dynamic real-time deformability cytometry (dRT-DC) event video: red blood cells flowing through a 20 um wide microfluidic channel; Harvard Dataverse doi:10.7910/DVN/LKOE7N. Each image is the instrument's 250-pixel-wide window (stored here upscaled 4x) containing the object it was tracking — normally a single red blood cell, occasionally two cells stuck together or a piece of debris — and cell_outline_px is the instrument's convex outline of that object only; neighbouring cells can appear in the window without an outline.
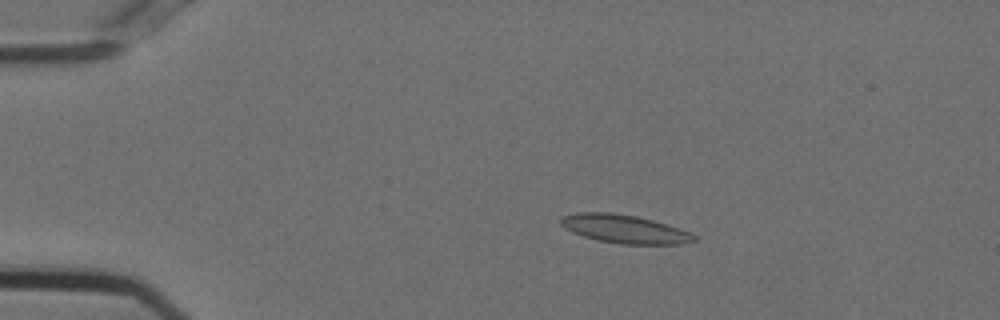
{"species": "Egyptian fruit bat (a non-hibernating species)", "species_latin": "Rousettus aegyptiacus", "temperature_condition": "cold", "stored_images_in_passage": 32, "camera_frame_rate_fps": 3000, "um_per_image_px": 0.085, "animal": {"sex": "female"}, "frame": {"image": 1, "passage_image": 10, "time_ms": 3.0, "image_size_px": [1000, 320], "cell_outline_px": [[696, 240], [680, 244], [620, 244], [596, 240], [572, 232], [564, 228], [560, 224], [560, 216], [576, 212], [612, 212], [636, 216], [652, 220], [692, 232], [696, 236]], "centroid_in_image_um": [53.04, 19.46], "position_along_channel_um": 32.0, "area_um2": 22.2}}
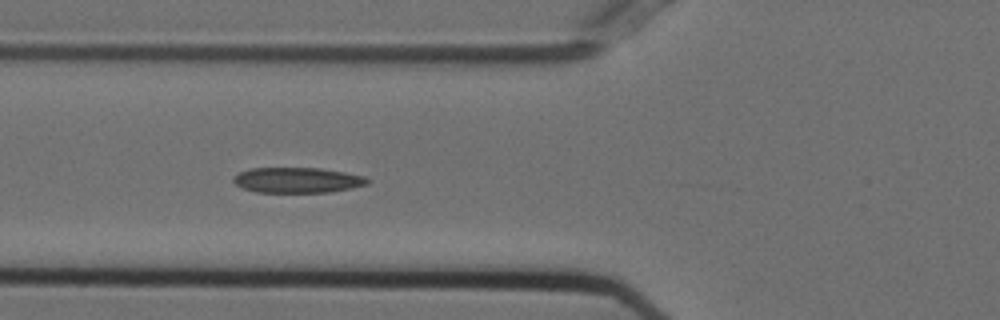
{"frame": {"image": 2, "passage_image": 20, "time_ms": 6.333, "image_size_px": [1000, 320], "cell_outline_px": [[372, 180], [368, 184], [352, 188], [332, 192], [256, 192], [244, 188], [236, 184], [232, 180], [232, 176], [248, 168], [320, 168], [368, 176]], "centroid_in_image_um": [25.32, 15.3], "position_along_channel_um": 100.5, "area_um2": 20.06}}
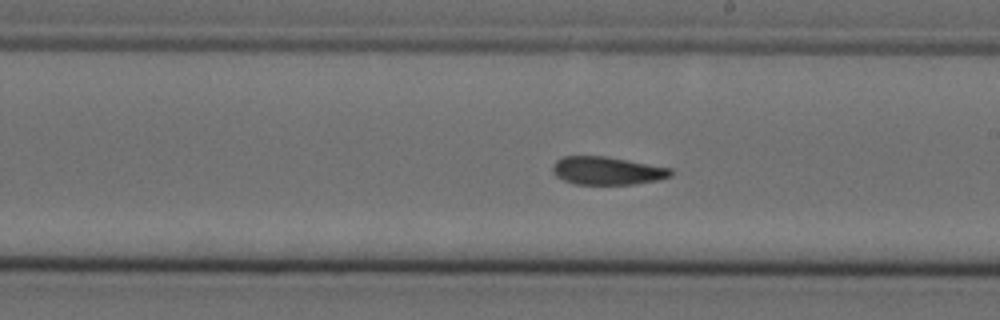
{"frame": {"image": 3, "passage_image": 31, "time_ms": 10.0, "image_size_px": [1000, 320], "cell_outline_px": [[672, 176], [660, 180], [632, 184], [576, 184], [564, 180], [556, 176], [552, 172], [552, 164], [556, 160], [564, 156], [604, 156], [672, 168]], "centroid_in_image_um": [51.6, 14.51], "position_along_channel_um": 237.4, "area_um2": 19.31}}